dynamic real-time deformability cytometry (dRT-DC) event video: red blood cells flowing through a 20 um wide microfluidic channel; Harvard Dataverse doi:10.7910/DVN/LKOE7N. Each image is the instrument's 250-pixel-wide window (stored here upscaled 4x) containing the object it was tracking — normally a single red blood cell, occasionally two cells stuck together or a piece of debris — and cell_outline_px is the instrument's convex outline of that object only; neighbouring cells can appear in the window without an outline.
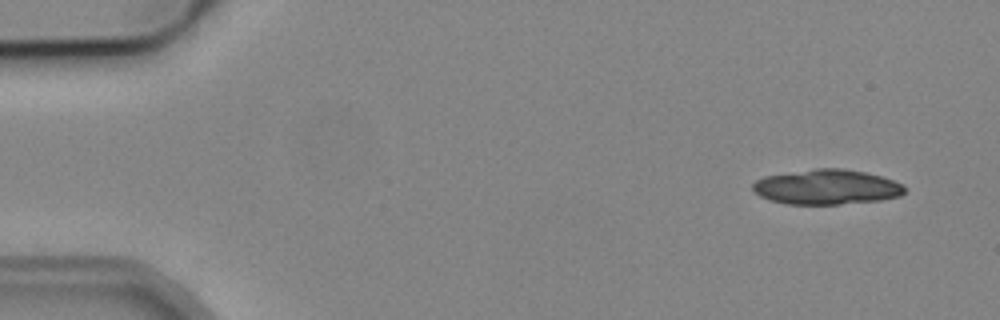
{"species": "common noctule bat (a hibernating species)", "species_latin": "Nyctalus noctula", "temperature_condition": "cold", "stored_images_in_passage": 2, "camera_frame_rate_fps": 3000, "um_per_image_px": 0.085, "animal": {"sex": "male", "body_mass_g": 19.2, "forearm_length_mm": 51.8}, "frame": {"image": 1, "passage_image": 1, "time_ms": 0.0, "image_size_px": [1000, 320], "cell_outline_px": [[904, 192], [900, 196], [880, 200], [840, 204], [788, 204], [772, 200], [760, 196], [752, 188], [752, 184], [756, 180], [764, 176], [816, 168], [844, 168], [864, 172], [880, 176], [904, 184]], "centroid_in_image_um": [70.27, 15.89], "position_along_channel_um": 14.7, "area_um2": 30.81}}